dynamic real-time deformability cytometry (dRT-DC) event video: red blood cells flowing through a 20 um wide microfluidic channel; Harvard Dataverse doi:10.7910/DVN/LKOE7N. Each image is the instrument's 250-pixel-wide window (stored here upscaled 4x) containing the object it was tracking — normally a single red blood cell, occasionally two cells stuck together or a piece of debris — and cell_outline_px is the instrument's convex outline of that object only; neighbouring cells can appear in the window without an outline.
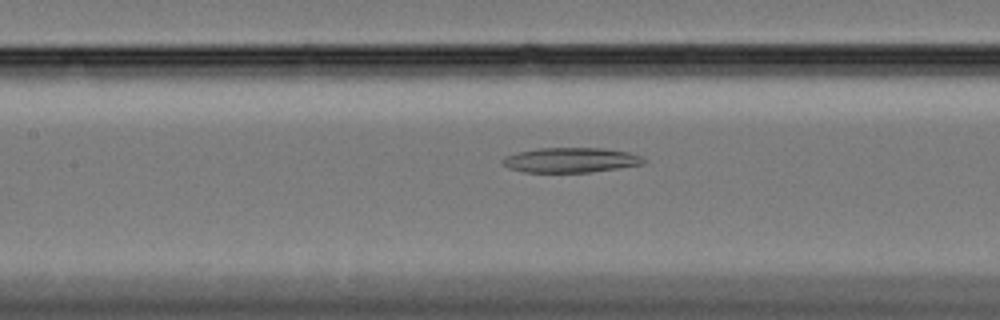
{"species": "Egyptian fruit bat (a non-hibernating species)", "species_latin": "Rousettus aegyptiacus", "temperature_condition": "cold", "stored_images_in_passage": 42, "camera_frame_rate_fps": 3000, "um_per_image_px": 0.085, "animal": {"sex": "female"}, "frame": {"image": 1, "passage_image": 10, "time_ms": 3.0, "image_size_px": [1000, 320], "cell_outline_px": [[648, 160], [644, 164], [588, 172], [524, 172], [508, 168], [500, 160], [504, 156], [516, 152], [536, 148], [604, 148], [628, 152], [640, 156]], "centroid_in_image_um": [48.48, 13.6], "position_along_channel_um": 158.9, "area_um2": 20.52}}
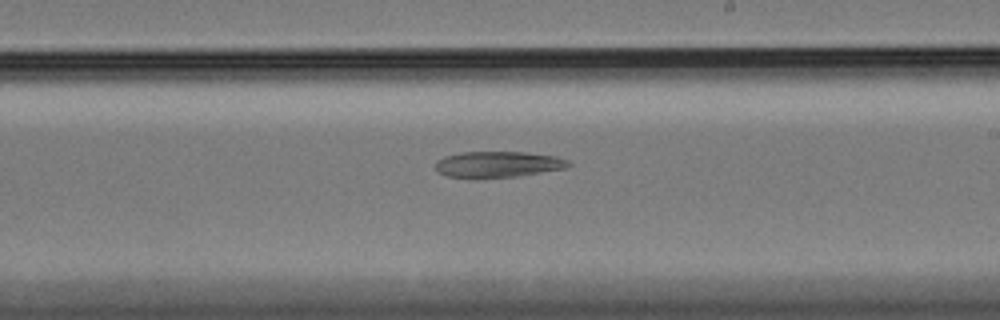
{"frame": {"image": 2, "passage_image": 18, "time_ms": 5.667, "image_size_px": [1000, 320], "cell_outline_px": [[572, 164], [568, 168], [516, 176], [476, 180], [472, 180], [448, 176], [436, 172], [436, 160], [444, 156], [460, 152], [528, 152], [556, 156], [568, 160]], "centroid_in_image_um": [42.29, 13.99], "position_along_channel_um": 246.7, "area_um2": 20.87}}
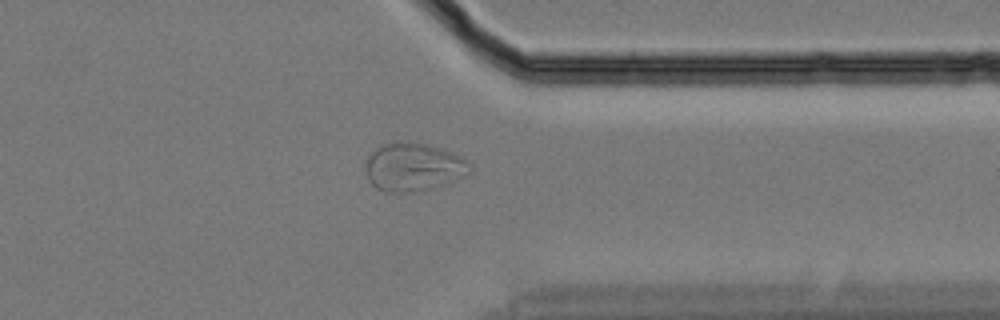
{"frame": {"image": 3, "passage_image": 30, "time_ms": 9.667, "image_size_px": [1000, 320], "cell_outline_px": [[472, 172], [444, 184], [432, 188], [416, 192], [384, 192], [376, 188], [368, 180], [364, 168], [364, 164], [368, 156], [380, 144], [428, 144], [452, 152], [468, 160], [472, 164]], "centroid_in_image_um": [35.14, 14.23], "position_along_channel_um": 376.3, "area_um2": 29.19}, "authors_computed_cell_mechanics": {"area_um2": 22.4264, "velocity_mm_per_s": 3.3051, "shape_relaxation_time_tau1_ms": null, "shape_relaxation_time_tau2_ms": 3.9075, "deformation_change_tau1": null, "deformation_change_tau2": 0.0666}}